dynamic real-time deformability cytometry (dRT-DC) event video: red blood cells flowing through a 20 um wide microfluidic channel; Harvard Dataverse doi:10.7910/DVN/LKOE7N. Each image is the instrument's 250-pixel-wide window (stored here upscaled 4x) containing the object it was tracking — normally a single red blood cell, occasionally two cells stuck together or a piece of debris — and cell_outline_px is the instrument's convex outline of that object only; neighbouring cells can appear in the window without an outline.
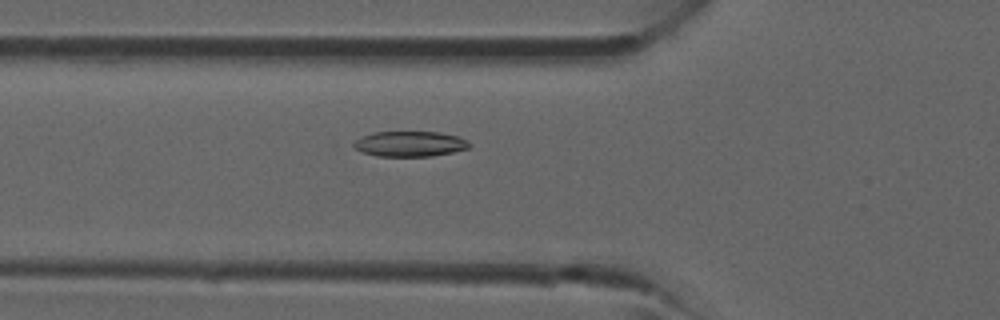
{"species": "common noctule bat (a hibernating species)", "species_latin": "Nyctalus noctula", "temperature_condition": "room temperature", "stored_images_in_passage": 30, "camera_frame_rate_fps": 3000, "um_per_image_px": 0.085, "animal": {"sex": "male", "forearm_length_mm": 52.5}, "frame": {"image": 1, "passage_image": 8, "time_ms": 2.333, "image_size_px": [1000, 320], "cell_outline_px": [[472, 144], [468, 148], [452, 152], [432, 156], [376, 156], [364, 152], [356, 148], [352, 144], [356, 140], [372, 132], [436, 132], [456, 136], [468, 140]], "centroid_in_image_um": [34.86, 12.23], "position_along_channel_um": 90.9, "area_um2": 16.88}}
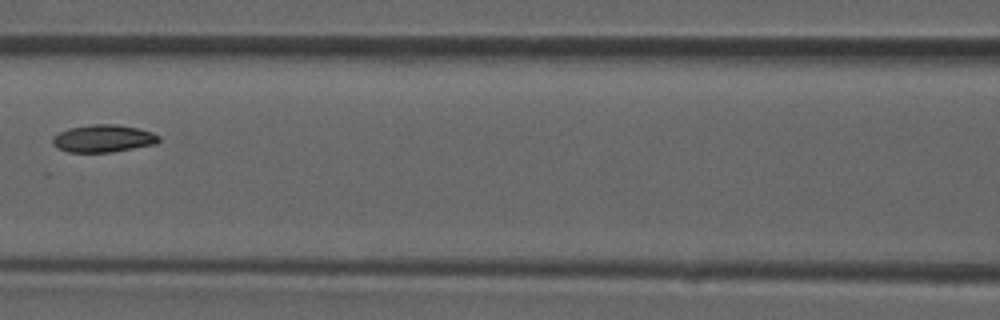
{"frame": {"image": 2, "passage_image": 12, "time_ms": 3.667, "image_size_px": [1000, 320], "cell_outline_px": [[160, 140], [156, 144], [112, 152], [68, 152], [52, 144], [52, 140], [60, 132], [68, 128], [92, 124], [116, 124], [140, 128], [152, 132], [160, 136]], "centroid_in_image_um": [8.83, 11.76], "position_along_channel_um": 157.8, "area_um2": 16.99}}
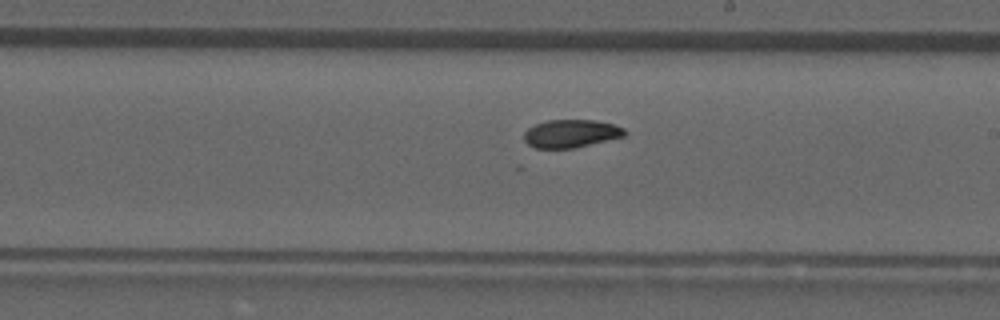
{"frame": {"image": 3, "passage_image": 17, "time_ms": 5.333, "image_size_px": [1000, 320], "cell_outline_px": [[628, 132], [624, 136], [572, 148], [536, 148], [528, 144], [524, 140], [524, 132], [528, 128], [536, 124], [548, 120], [596, 120], [612, 124], [624, 128]], "centroid_in_image_um": [48.53, 11.34], "position_along_channel_um": 240.5, "area_um2": 16.24}}